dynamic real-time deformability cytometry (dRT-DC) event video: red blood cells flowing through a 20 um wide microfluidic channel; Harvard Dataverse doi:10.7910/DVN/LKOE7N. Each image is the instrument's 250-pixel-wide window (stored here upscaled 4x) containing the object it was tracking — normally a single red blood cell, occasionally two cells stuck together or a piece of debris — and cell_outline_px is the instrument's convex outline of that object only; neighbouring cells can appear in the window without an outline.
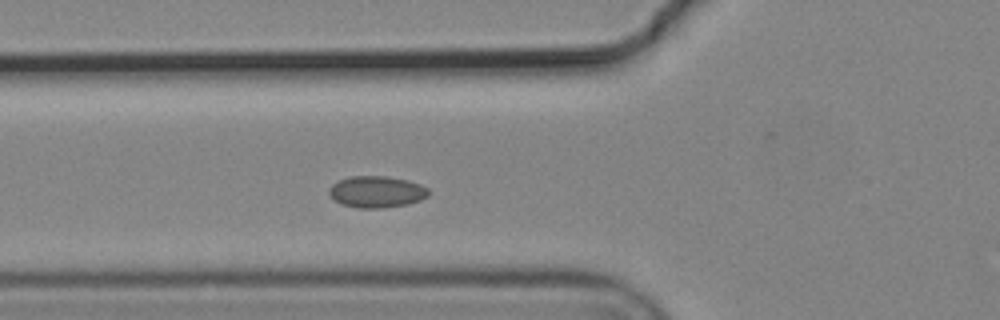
{"species": "common noctule bat (a hibernating species)", "species_latin": "Nyctalus noctula", "temperature_condition": "cold", "stored_images_in_passage": 6, "segment_of_instrument_passage": [1, 2], "camera_frame_rate_fps": 3000, "um_per_image_px": 0.085, "animal": {"sex": "male", "body_mass_g": 19.2, "forearm_length_mm": 51.8}, "frame": {"image": 1, "passage_image": 5, "time_ms": 1.333, "image_size_px": [1000, 320], "cell_outline_px": [[428, 196], [420, 200], [408, 204], [384, 208], [360, 208], [340, 204], [328, 192], [328, 188], [332, 184], [348, 176], [388, 176], [408, 180], [420, 184], [428, 188]], "centroid_in_image_um": [32.01, 16.3], "position_along_channel_um": 93.8, "area_um2": 18.38}}